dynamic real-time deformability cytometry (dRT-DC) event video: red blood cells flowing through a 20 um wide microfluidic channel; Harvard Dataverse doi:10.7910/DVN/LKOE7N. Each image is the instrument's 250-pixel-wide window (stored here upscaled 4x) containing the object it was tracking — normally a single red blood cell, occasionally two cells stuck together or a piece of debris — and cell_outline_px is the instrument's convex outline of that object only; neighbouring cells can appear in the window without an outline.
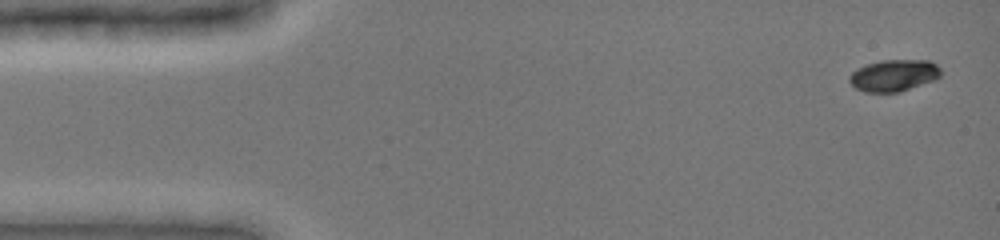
{"species": "common noctule bat (a hibernating species)", "species_latin": "Nyctalus noctula", "temperature_condition": "cold", "stored_images_in_passage": 37, "camera_frame_rate_fps": 3000, "um_per_image_px": 0.085, "animal": {"sex": "female", "body_mass_g": 19.0, "forearm_length_mm": 51.5}, "frame": {"image": 1, "passage_image": 1, "time_ms": 0.0, "image_size_px": [1000, 240], "cell_outline_px": [[940, 76], [936, 80], [900, 92], [864, 92], [856, 88], [848, 80], [848, 76], [856, 68], [880, 60], [928, 60], [936, 64], [940, 68]], "centroid_in_image_um": [75.98, 6.41], "position_along_channel_um": 9.0, "area_um2": 17.05}}
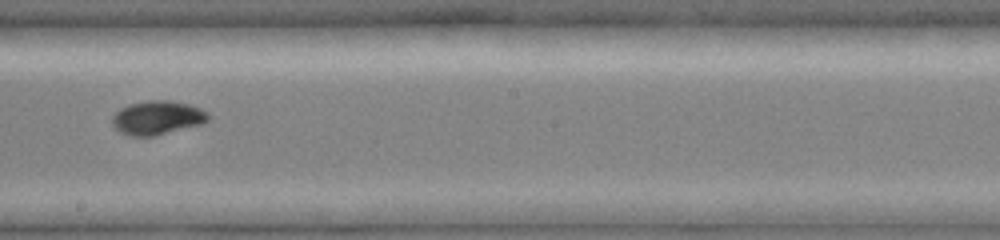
{"frame": {"image": 2, "passage_image": 17, "time_ms": 5.333, "image_size_px": [1000, 240], "cell_outline_px": [[208, 120], [200, 124], [152, 136], [128, 136], [120, 132], [112, 124], [112, 116], [120, 108], [128, 104], [148, 100], [168, 100], [188, 104], [200, 108], [208, 112]], "centroid_in_image_um": [13.33, 9.99], "position_along_channel_um": 234.9, "area_um2": 18.79}}
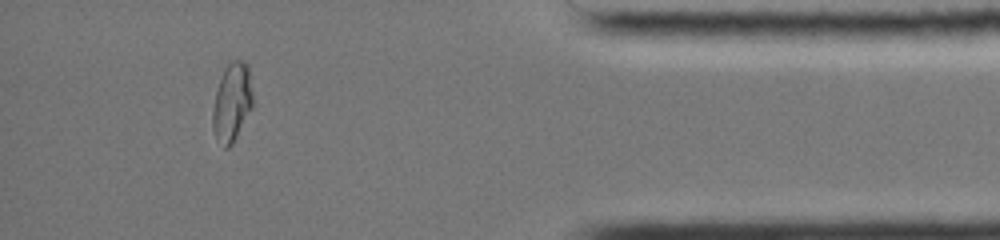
{"frame": {"image": 3, "passage_image": 32, "time_ms": 10.333, "image_size_px": [1000, 240], "cell_outline_px": [[256, 104], [232, 144], [228, 148], [224, 148], [216, 140], [212, 128], [212, 108], [216, 92], [224, 68], [232, 60], [244, 60], [248, 64]], "centroid_in_image_um": [19.76, 8.7], "position_along_channel_um": 415.4, "area_um2": 19.13}, "authors_computed_cell_mechanics": {"area_um2": 18.4382, "velocity_mm_per_s": 3.9387, "shape_relaxation_time_tau1_ms": 4.5165, "shape_relaxation_time_tau2_ms": null, "deformation_change_tau1": 0.1286, "deformation_change_tau2": null}}